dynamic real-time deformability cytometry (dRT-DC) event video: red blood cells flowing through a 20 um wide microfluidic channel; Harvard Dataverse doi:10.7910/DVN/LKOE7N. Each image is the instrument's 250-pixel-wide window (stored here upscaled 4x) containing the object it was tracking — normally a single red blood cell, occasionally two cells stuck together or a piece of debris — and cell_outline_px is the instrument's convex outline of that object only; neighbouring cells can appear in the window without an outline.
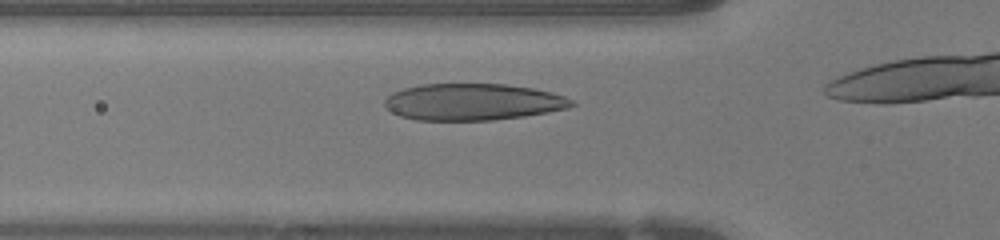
{"species": "human", "species_latin": "Homo sapiens", "temperature_condition": "warm", "stored_images_in_passage": 7, "camera_frame_rate_fps": 3000, "um_per_image_px": 0.085, "donor": {"sex": "female"}, "frame": {"image": 1, "passage_image": 3, "time_ms": 0.667, "image_size_px": [1000, 240], "cell_outline_px": [[576, 104], [568, 108], [548, 112], [524, 116], [492, 120], [416, 120], [400, 116], [384, 108], [384, 100], [392, 92], [404, 88], [420, 84], [504, 84], [532, 88], [552, 92], [564, 96], [572, 100]], "centroid_in_image_um": [40.16, 8.66], "position_along_channel_um": 85.6, "area_um2": 40.11}}
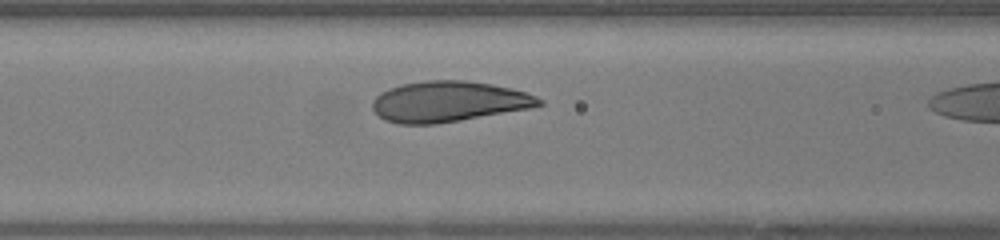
{"frame": {"image": 2, "passage_image": 6, "time_ms": 1.667, "image_size_px": [1000, 240], "cell_outline_px": [[544, 104], [532, 108], [436, 124], [400, 124], [384, 120], [372, 108], [372, 100], [380, 92], [388, 88], [400, 84], [428, 80], [468, 80], [492, 84], [512, 88], [536, 96], [544, 100]], "centroid_in_image_um": [38.13, 8.62], "position_along_channel_um": 128.5, "area_um2": 39.71}}